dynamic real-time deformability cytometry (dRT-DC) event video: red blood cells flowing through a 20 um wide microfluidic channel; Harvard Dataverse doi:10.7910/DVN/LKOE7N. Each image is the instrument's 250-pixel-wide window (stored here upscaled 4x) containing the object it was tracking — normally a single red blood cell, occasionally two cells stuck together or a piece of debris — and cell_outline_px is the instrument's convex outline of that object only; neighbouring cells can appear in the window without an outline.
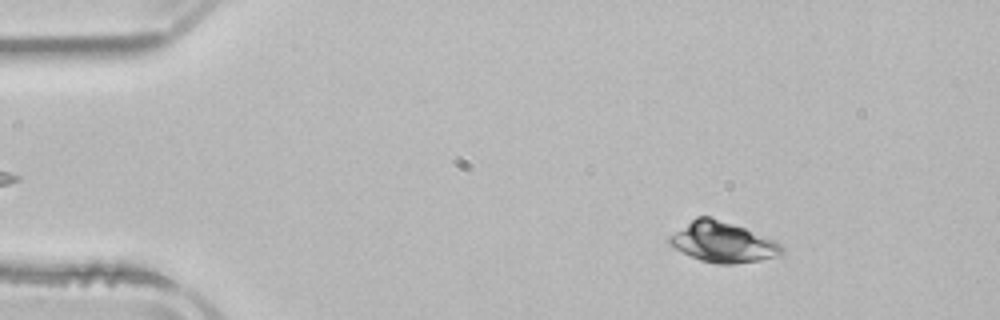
{"species": "common noctule bat (a hibernating species)", "species_latin": "Nyctalus noctula", "temperature_condition": "room temperature", "stored_images_in_passage": 3, "camera_frame_rate_fps": 3000, "um_per_image_px": 0.085, "animal": {"sex": "male", "body_mass_g": 21.5, "forearm_length_mm": 52.0}, "frame": {"image": 1, "passage_image": 2, "time_ms": 1.333, "image_size_px": [1000, 320], "cell_outline_px": [[784, 252], [760, 260], [732, 264], [716, 264], [700, 260], [668, 244], [668, 236], [696, 216], [712, 216], [776, 240], [784, 248]], "centroid_in_image_um": [61.41, 20.56], "position_along_channel_um": 23.6, "area_um2": 26.24}}